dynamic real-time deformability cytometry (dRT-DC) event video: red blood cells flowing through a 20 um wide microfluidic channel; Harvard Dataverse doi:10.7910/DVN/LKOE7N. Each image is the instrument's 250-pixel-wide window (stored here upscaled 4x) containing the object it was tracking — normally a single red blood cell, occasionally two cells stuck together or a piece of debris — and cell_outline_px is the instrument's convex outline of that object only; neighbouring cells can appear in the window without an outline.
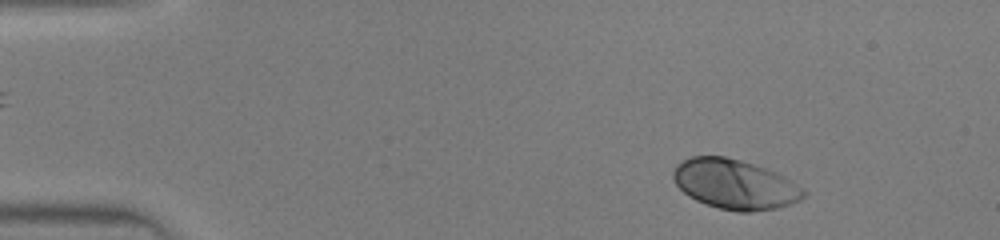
{"species": "human", "species_latin": "Homo sapiens", "temperature_condition": "warm", "stored_images_in_passage": 41, "camera_frame_rate_fps": 3000, "um_per_image_px": 0.085, "donor": {"sex": "male"}, "frame": {"image": 1, "passage_image": 3, "time_ms": 0.667, "image_size_px": [1000, 240], "cell_outline_px": [[808, 196], [800, 200], [776, 208], [748, 212], [736, 212], [720, 208], [696, 200], [688, 196], [676, 184], [672, 176], [672, 168], [676, 164], [692, 156], [724, 156], [740, 160], [776, 172], [792, 180], [808, 192]], "centroid_in_image_um": [62.47, 15.66], "position_along_channel_um": 22.5, "area_um2": 37.8}}
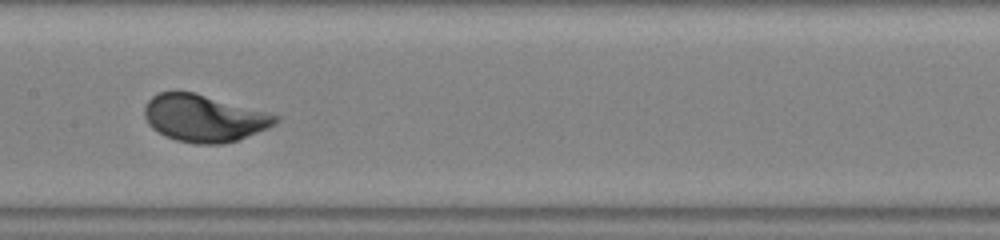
{"frame": {"image": 2, "passage_image": 20, "time_ms": 6.333, "image_size_px": [1000, 240], "cell_outline_px": [[280, 120], [276, 124], [268, 128], [236, 140], [220, 144], [196, 144], [176, 140], [164, 136], [152, 128], [148, 124], [144, 116], [144, 108], [148, 100], [152, 96], [160, 92], [192, 92], [280, 116]], "centroid_in_image_um": [17.31, 10.06], "position_along_channel_um": 190.1, "area_um2": 35.55}}
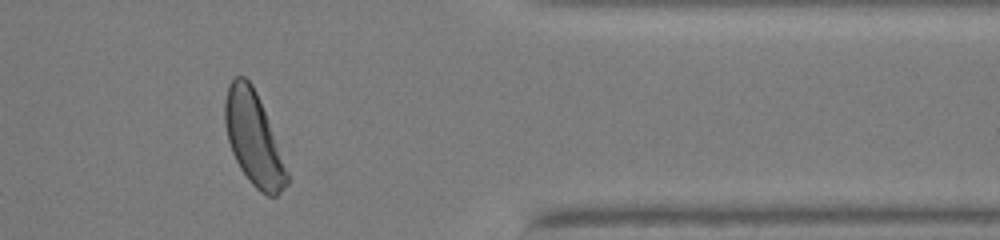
{"frame": {"image": 3, "passage_image": 34, "time_ms": 11.0, "image_size_px": [1000, 240], "cell_outline_px": [[288, 184], [276, 196], [268, 196], [260, 192], [248, 180], [240, 168], [232, 152], [228, 140], [224, 124], [224, 100], [228, 84], [236, 76], [244, 76], [252, 84], [256, 92], [288, 172]], "centroid_in_image_um": [21.51, 11.79], "position_along_channel_um": 389.9, "area_um2": 33.12}}